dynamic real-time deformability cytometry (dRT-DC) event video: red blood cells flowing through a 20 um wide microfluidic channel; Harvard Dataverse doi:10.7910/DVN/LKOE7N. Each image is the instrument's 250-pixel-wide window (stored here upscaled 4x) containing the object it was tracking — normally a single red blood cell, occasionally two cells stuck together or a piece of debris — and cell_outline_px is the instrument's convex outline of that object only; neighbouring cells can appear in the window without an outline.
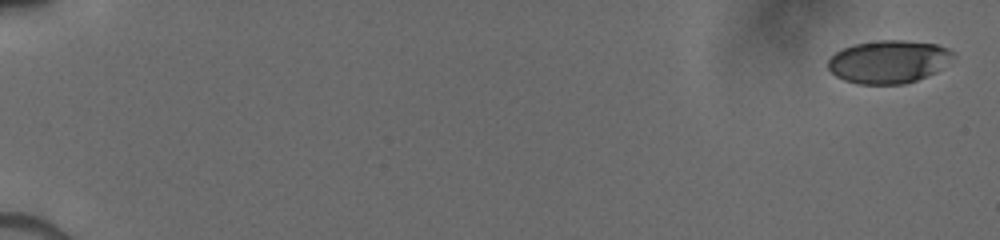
{"species": "human", "species_latin": "Homo sapiens", "temperature_condition": "cold", "stored_images_in_passage": 41, "camera_frame_rate_fps": 3000, "um_per_image_px": 0.085, "donor": {"sex": "male"}, "frame": {"image": 1, "passage_image": 1, "time_ms": 0.0, "image_size_px": [1000, 240], "cell_outline_px": [[956, 56], [936, 72], [916, 80], [904, 84], [856, 84], [844, 80], [836, 76], [828, 68], [828, 60], [836, 52], [844, 48], [856, 44], [880, 40], [904, 40], [936, 44], [948, 48]], "centroid_in_image_um": [75.54, 5.25], "position_along_channel_um": 9.5, "area_um2": 31.21}}
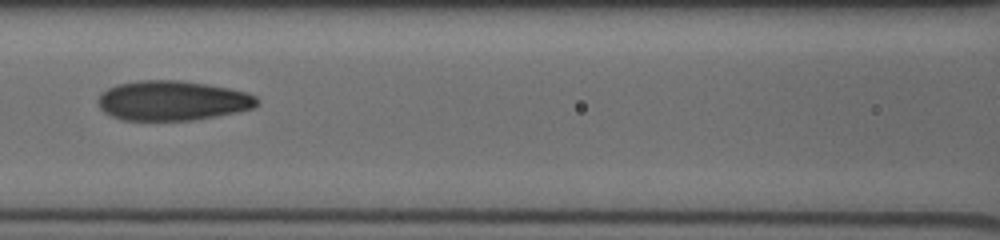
{"frame": {"image": 2, "passage_image": 17, "time_ms": 8.333, "image_size_px": [1000, 240], "cell_outline_px": [[260, 100], [252, 108], [240, 112], [192, 120], [124, 120], [112, 116], [104, 112], [100, 108], [96, 100], [100, 92], [116, 84], [140, 80], [180, 80], [208, 84], [248, 92], [256, 96]], "centroid_in_image_um": [14.64, 8.54], "position_along_channel_um": 152.0, "area_um2": 37.17}}
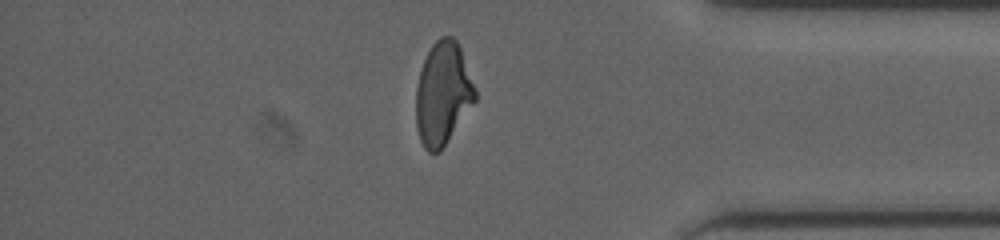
{"frame": {"image": 3, "passage_image": 34, "time_ms": 14.667, "image_size_px": [1000, 240], "cell_outline_px": [[476, 100], [440, 152], [428, 152], [424, 148], [420, 140], [416, 128], [416, 88], [420, 72], [424, 60], [432, 44], [440, 36], [452, 36], [456, 40], [460, 48], [476, 88]], "centroid_in_image_um": [37.64, 7.96], "position_along_channel_um": 397.6, "area_um2": 35.43}}